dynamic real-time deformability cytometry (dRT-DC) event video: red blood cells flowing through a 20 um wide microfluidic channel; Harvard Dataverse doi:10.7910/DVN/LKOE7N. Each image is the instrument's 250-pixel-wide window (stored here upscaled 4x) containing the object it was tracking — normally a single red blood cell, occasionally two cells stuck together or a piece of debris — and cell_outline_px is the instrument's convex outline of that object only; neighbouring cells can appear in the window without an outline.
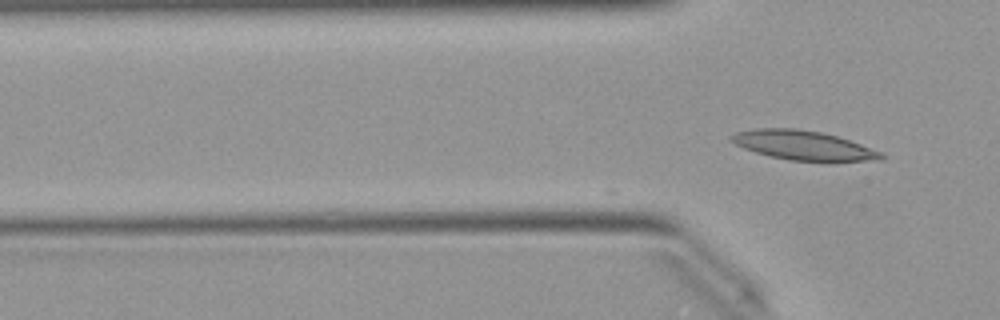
{"species": "Egyptian fruit bat (a non-hibernating species)", "species_latin": "Rousettus aegyptiacus", "temperature_condition": "warm", "stored_images_in_passage": 11, "camera_frame_rate_fps": 3000, "um_per_image_px": 0.085, "animal": {"sex": "female"}, "frame": {"image": 1, "passage_image": 11, "time_ms": 3.333, "image_size_px": [1000, 320], "cell_outline_px": [[884, 160], [836, 164], [824, 164], [788, 160], [756, 152], [744, 148], [728, 140], [728, 136], [736, 132], [756, 128], [796, 128], [820, 132], [836, 136], [884, 152]], "centroid_in_image_um": [68.39, 12.41], "position_along_channel_um": 57.4, "area_um2": 26.76}}